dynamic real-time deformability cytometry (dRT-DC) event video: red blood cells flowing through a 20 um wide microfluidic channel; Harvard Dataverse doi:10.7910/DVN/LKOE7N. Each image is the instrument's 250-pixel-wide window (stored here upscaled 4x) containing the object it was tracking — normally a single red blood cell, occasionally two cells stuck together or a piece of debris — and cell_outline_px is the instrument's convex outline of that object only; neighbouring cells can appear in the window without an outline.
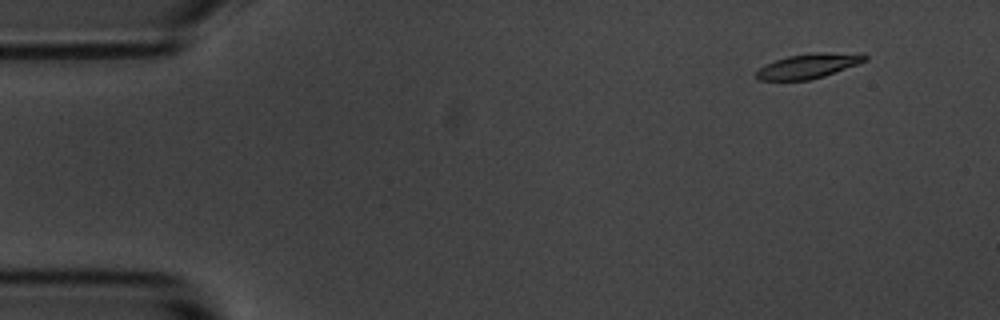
{"species": "common noctule bat (a hibernating species)", "species_latin": "Nyctalus noctula", "temperature_condition": "room temperature", "stored_images_in_passage": 5, "camera_frame_rate_fps": 3000, "um_per_image_px": 0.085, "animal": {"sex": "male", "body_mass_g": 20.1, "forearm_length_mm": 53.5}, "frame": {"image": 1, "passage_image": 2, "time_ms": 1.0, "image_size_px": [1000, 320], "cell_outline_px": [[868, 60], [824, 76], [808, 80], [760, 80], [756, 76], [756, 72], [764, 64], [788, 56], [816, 52], [864, 52], [868, 56]], "centroid_in_image_um": [68.79, 5.58], "position_along_channel_um": 16.2, "area_um2": 15.78}}